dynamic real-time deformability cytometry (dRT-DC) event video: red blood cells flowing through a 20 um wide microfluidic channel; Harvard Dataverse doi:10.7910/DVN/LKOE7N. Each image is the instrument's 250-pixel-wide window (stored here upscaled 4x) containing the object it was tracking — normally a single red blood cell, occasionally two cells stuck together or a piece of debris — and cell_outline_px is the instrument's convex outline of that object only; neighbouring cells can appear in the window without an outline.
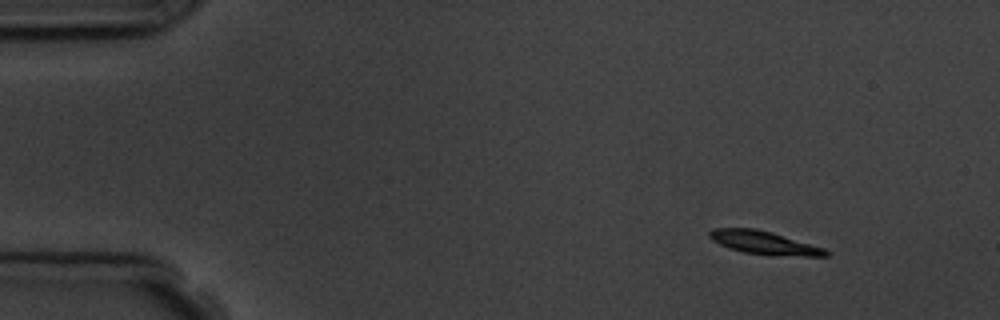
{"species": "common noctule bat (a hibernating species)", "species_latin": "Nyctalus noctula", "temperature_condition": "room temperature", "stored_images_in_passage": 4, "camera_frame_rate_fps": 3000, "um_per_image_px": 0.085, "animal": {"sex": "male", "body_mass_g": 19.5, "forearm_length_mm": 54.6}, "frame": {"image": 1, "passage_image": 1, "time_ms": 0.0, "image_size_px": [1000, 320], "cell_outline_px": [[828, 256], [804, 256], [744, 252], [728, 248], [712, 240], [708, 236], [708, 232], [712, 228], [756, 228], [772, 232], [824, 248], [828, 252]], "centroid_in_image_um": [64.89, 20.6], "position_along_channel_um": 20.1, "area_um2": 15.37}}
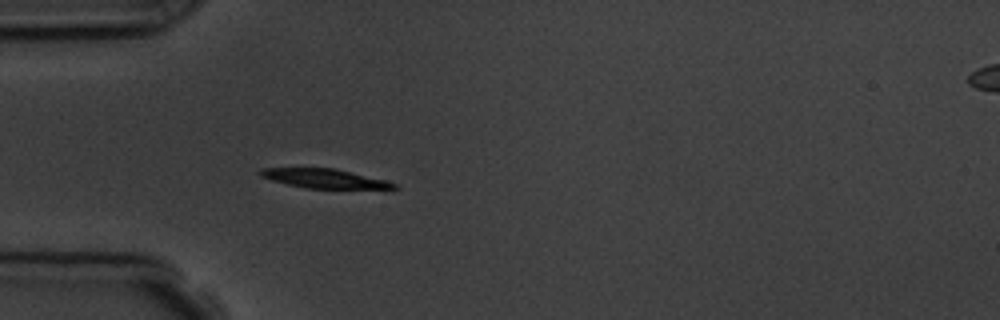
{"frame": {"image": 2, "passage_image": 4, "time_ms": 3.333, "image_size_px": [1000, 320], "cell_outline_px": [[400, 188], [308, 188], [288, 184], [272, 180], [260, 176], [256, 172], [260, 168], [332, 168], [384, 180], [396, 184]], "centroid_in_image_um": [27.47, 15.16], "position_along_channel_um": 57.5, "area_um2": 14.51}}